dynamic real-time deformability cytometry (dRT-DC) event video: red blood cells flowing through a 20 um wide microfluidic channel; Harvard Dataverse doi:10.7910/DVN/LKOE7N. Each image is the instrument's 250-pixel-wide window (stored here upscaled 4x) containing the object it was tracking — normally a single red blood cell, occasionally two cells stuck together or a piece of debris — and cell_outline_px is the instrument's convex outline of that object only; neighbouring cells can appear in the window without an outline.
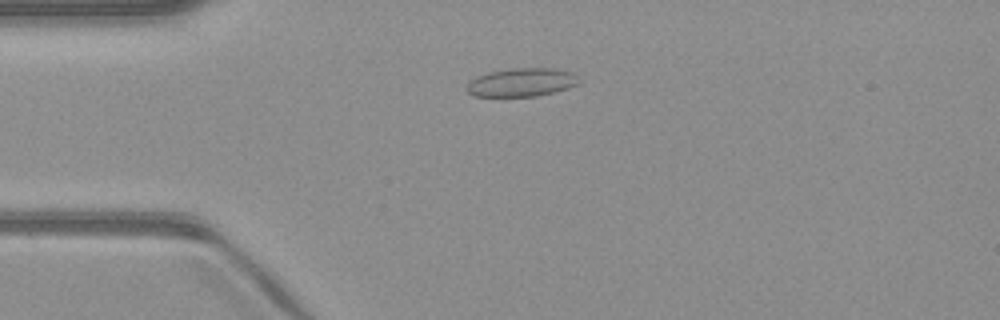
{"species": "common noctule bat (a hibernating species)", "species_latin": "Nyctalus noctula", "temperature_condition": "warm", "stored_images_in_passage": 50, "camera_frame_rate_fps": 3000, "um_per_image_px": 0.085, "animal": {"sex": "male", "body_mass_g": 23.1, "forearm_length_mm": 52.7}, "frame": {"image": 1, "passage_image": 12, "time_ms": 3.667, "image_size_px": [1000, 320], "cell_outline_px": [[580, 84], [568, 88], [536, 96], [472, 96], [468, 92], [468, 84], [476, 76], [488, 72], [512, 68], [552, 68], [572, 72], [580, 80]], "centroid_in_image_um": [44.36, 6.99], "position_along_channel_um": 40.6, "area_um2": 18.5}}
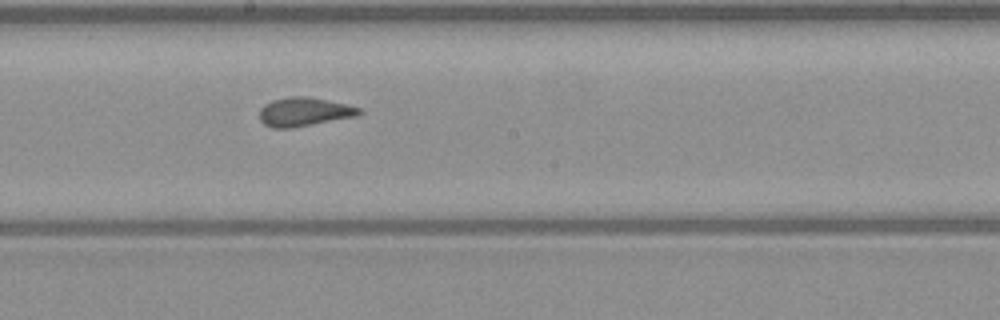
{"frame": {"image": 2, "passage_image": 27, "time_ms": 8.667, "image_size_px": [1000, 320], "cell_outline_px": [[364, 112], [356, 116], [288, 128], [272, 128], [264, 124], [260, 120], [260, 108], [264, 104], [272, 100], [288, 96], [304, 96], [348, 104], [360, 108]], "centroid_in_image_um": [25.83, 9.49], "position_along_channel_um": 222.4, "area_um2": 16.59}}
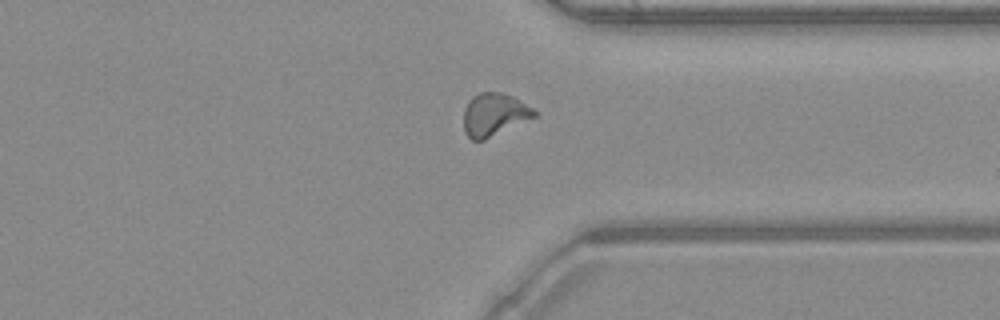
{"frame": {"image": 3, "passage_image": 38, "time_ms": 12.333, "image_size_px": [1000, 320], "cell_outline_px": [[536, 116], [484, 140], [472, 140], [464, 132], [464, 108], [468, 100], [472, 96], [480, 92], [500, 92], [512, 96], [520, 100], [532, 108], [536, 112]], "centroid_in_image_um": [41.97, 9.73], "position_along_channel_um": 369.4, "area_um2": 17.51}, "authors_computed_cell_mechanics": {"area_um2": 16.762, "velocity_mm_per_s": 4.0678, "shape_relaxation_time_tau1_ms": null, "shape_relaxation_time_tau2_ms": 1.1726, "deformation_change_tau1": null, "deformation_change_tau2": 0.0733}}